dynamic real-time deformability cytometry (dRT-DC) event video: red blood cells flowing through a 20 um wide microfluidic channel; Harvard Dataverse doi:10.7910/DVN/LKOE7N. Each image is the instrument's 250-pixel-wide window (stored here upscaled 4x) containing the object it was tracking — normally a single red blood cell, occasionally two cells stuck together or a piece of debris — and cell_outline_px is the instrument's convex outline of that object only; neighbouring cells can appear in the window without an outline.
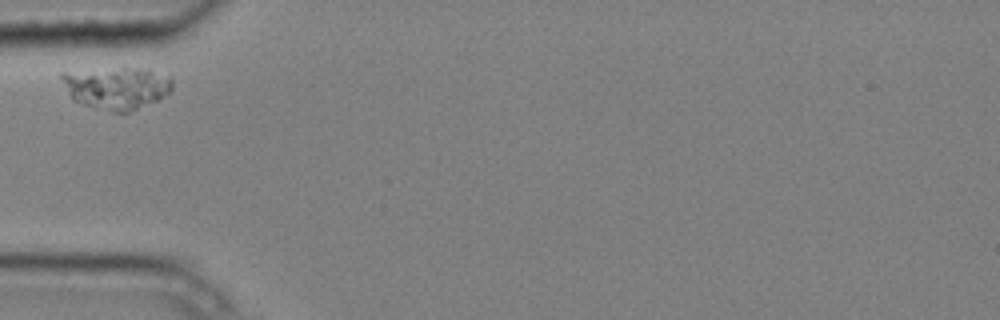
{"species": "common noctule bat (a hibernating species)", "species_latin": "Nyctalus noctula", "temperature_condition": "cold", "stored_images_in_passage": 1, "camera_frame_rate_fps": 3000, "um_per_image_px": 0.085, "animal": {"sex": "male", "body_mass_g": 20.4}, "frame": {"image": 1, "passage_image": 1, "time_ms": 0.0, "image_size_px": [1000, 320], "cell_outline_px": [[172, 88], [160, 100], [128, 112], [112, 112], [96, 108], [72, 100], [60, 76], [60, 72], [124, 68], [148, 68], [172, 76]], "centroid_in_image_um": [9.95, 7.46], "position_along_channel_um": 75.0, "area_um2": 27.34}}